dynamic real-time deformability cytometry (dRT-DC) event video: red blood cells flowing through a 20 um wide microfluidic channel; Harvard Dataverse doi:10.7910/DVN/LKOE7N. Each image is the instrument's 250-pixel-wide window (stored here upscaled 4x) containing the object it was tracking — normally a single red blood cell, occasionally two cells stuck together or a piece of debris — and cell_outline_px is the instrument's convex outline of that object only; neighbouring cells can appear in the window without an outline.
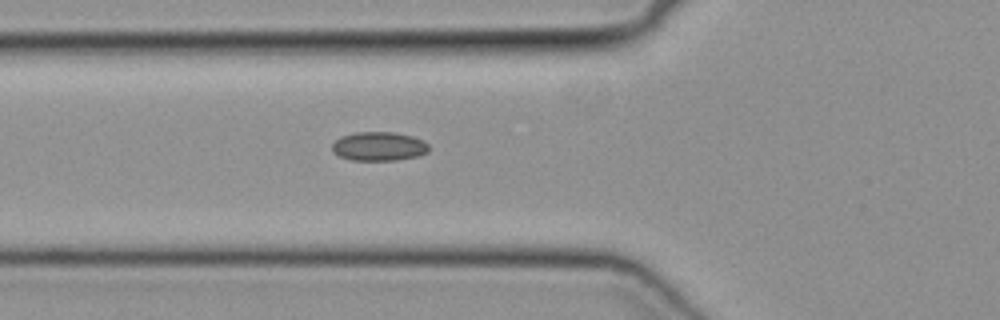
{"species": "common noctule bat (a hibernating species)", "species_latin": "Nyctalus noctula", "temperature_condition": "cold", "stored_images_in_passage": 35, "camera_frame_rate_fps": 3000, "um_per_image_px": 0.085, "animal": {"sex": "female", "body_mass_g": 19.3, "forearm_length_mm": 54.1}, "frame": {"image": 1, "passage_image": 4, "time_ms": 1.0, "image_size_px": [1000, 320], "cell_outline_px": [[428, 152], [416, 156], [396, 160], [352, 160], [340, 156], [332, 152], [332, 144], [340, 136], [356, 132], [392, 132], [412, 136], [428, 144]], "centroid_in_image_um": [32.16, 12.43], "position_along_channel_um": 93.6, "area_um2": 16.18}}
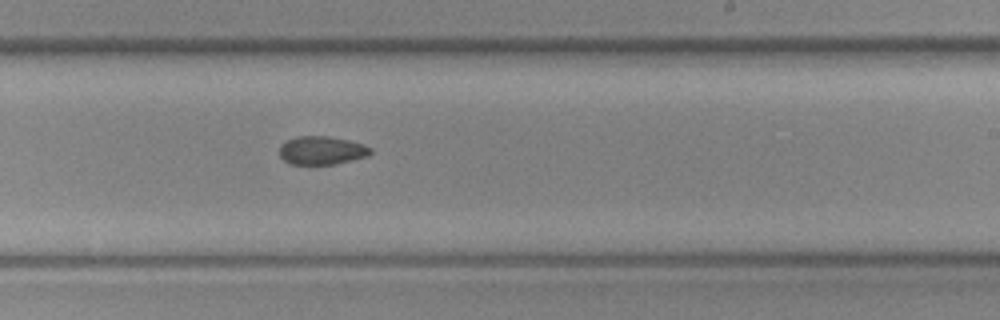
{"frame": {"image": 2, "passage_image": 16, "time_ms": 5.0, "image_size_px": [1000, 320], "cell_outline_px": [[372, 152], [368, 156], [332, 164], [288, 164], [280, 156], [280, 148], [288, 140], [296, 136], [328, 136], [348, 140], [364, 144], [372, 148]], "centroid_in_image_um": [27.37, 12.78], "position_along_channel_um": 261.6, "area_um2": 14.91}}
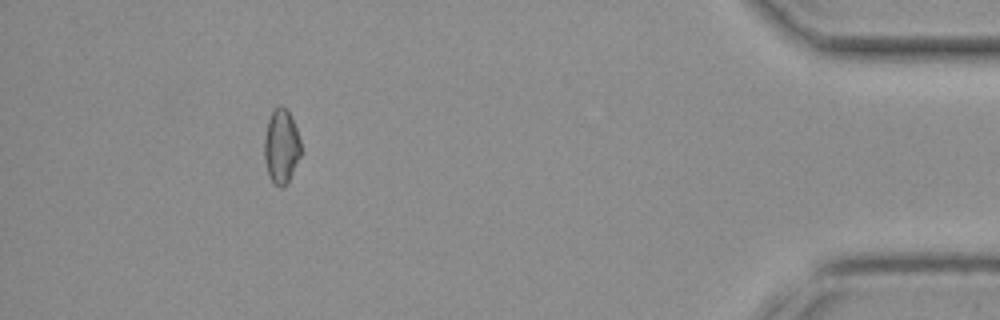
{"frame": {"image": 3, "passage_image": 31, "time_ms": 10.0, "image_size_px": [1000, 320], "cell_outline_px": [[300, 156], [284, 188], [280, 188], [272, 180], [268, 172], [264, 160], [264, 136], [268, 120], [272, 108], [280, 104], [288, 112], [296, 128], [300, 140]], "centroid_in_image_um": [23.88, 12.41], "position_along_channel_um": 411.3, "area_um2": 15.66}}